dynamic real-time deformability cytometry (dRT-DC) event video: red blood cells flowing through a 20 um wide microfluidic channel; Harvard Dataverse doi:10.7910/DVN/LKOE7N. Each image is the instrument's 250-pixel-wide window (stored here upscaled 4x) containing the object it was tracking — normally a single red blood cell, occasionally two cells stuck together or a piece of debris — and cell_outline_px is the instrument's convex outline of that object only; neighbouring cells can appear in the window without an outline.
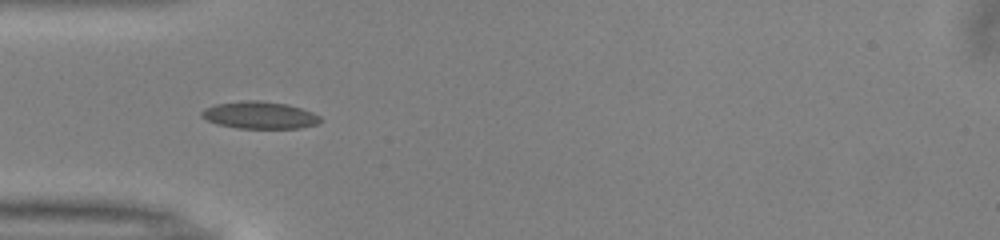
{"species": "common noctule bat (a hibernating species)", "species_latin": "Nyctalus noctula", "temperature_condition": "warm", "stored_images_in_passage": 13, "camera_frame_rate_fps": 3000, "um_per_image_px": 0.085, "animal": {"sex": "male", "body_mass_g": 13.0, "forearm_length_mm": 53.1}, "frame": {"image": 1, "passage_image": 3, "time_ms": 0.667, "image_size_px": [1000, 240], "cell_outline_px": [[324, 120], [316, 124], [300, 128], [240, 128], [216, 124], [200, 116], [200, 112], [204, 108], [216, 104], [244, 100], [260, 100], [288, 104], [312, 112], [320, 116]], "centroid_in_image_um": [22.07, 9.78], "position_along_channel_um": 62.9, "area_um2": 18.9}}